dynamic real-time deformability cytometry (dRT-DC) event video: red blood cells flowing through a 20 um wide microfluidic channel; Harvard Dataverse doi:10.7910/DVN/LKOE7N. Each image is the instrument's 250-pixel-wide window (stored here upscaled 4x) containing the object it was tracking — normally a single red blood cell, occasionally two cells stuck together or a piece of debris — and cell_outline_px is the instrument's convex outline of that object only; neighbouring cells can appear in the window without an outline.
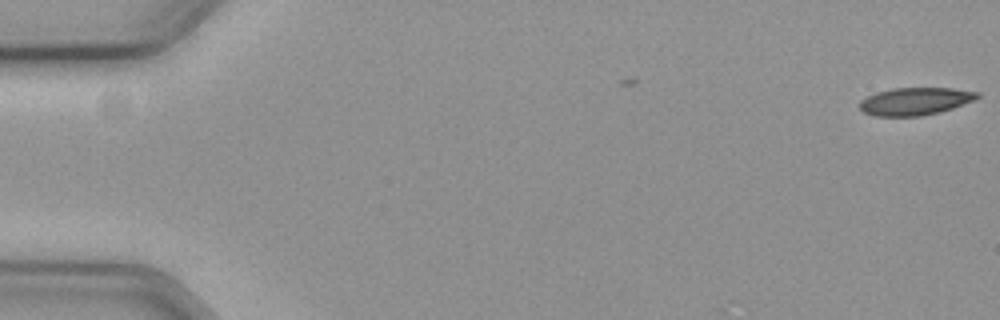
{"species": "common noctule bat (a hibernating species)", "species_latin": "Nyctalus noctula", "temperature_condition": "cold", "stored_images_in_passage": 2, "camera_frame_rate_fps": 3000, "um_per_image_px": 0.085, "animal": {"sex": "female", "body_mass_g": 19.3, "forearm_length_mm": 54.1}, "frame": {"image": 1, "passage_image": 2, "time_ms": 0.333, "image_size_px": [1000, 320], "cell_outline_px": [[980, 96], [972, 100], [952, 108], [940, 112], [920, 116], [876, 116], [864, 112], [860, 108], [860, 100], [876, 92], [892, 88], [952, 88], [980, 92]], "centroid_in_image_um": [77.77, 8.6], "position_along_channel_um": 7.2, "area_um2": 18.79}}